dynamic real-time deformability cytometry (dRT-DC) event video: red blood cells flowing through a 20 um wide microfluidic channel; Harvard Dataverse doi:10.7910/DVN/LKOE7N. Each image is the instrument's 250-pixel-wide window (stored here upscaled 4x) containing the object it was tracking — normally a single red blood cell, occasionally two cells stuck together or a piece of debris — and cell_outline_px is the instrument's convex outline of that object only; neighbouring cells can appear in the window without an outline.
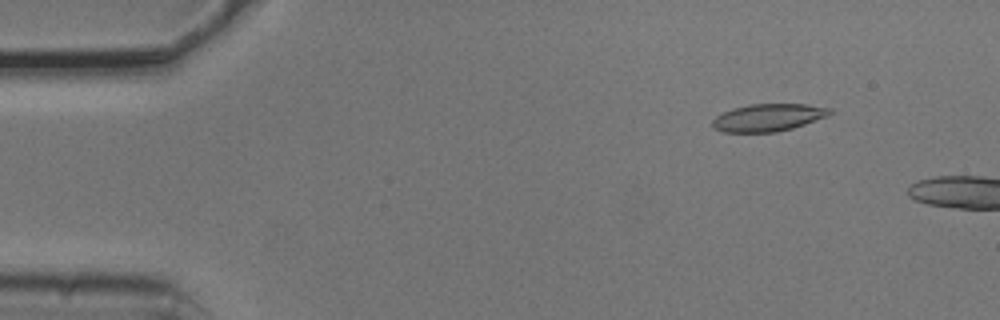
{"species": "common noctule bat (a hibernating species)", "species_latin": "Nyctalus noctula", "temperature_condition": "cold", "stored_images_in_passage": 2, "camera_frame_rate_fps": 3000, "um_per_image_px": 0.085, "animal": {"sex": "male", "body_mass_g": 20.5, "forearm_length_mm": 52.5}, "frame": {"image": 1, "passage_image": 1, "time_ms": 0.0, "image_size_px": [1000, 320], "cell_outline_px": [[832, 112], [828, 116], [792, 128], [776, 132], [724, 132], [716, 128], [712, 124], [712, 120], [716, 116], [732, 108], [748, 104], [808, 104], [832, 108]], "centroid_in_image_um": [65.32, 9.98], "position_along_channel_um": 19.7, "area_um2": 18.73}}